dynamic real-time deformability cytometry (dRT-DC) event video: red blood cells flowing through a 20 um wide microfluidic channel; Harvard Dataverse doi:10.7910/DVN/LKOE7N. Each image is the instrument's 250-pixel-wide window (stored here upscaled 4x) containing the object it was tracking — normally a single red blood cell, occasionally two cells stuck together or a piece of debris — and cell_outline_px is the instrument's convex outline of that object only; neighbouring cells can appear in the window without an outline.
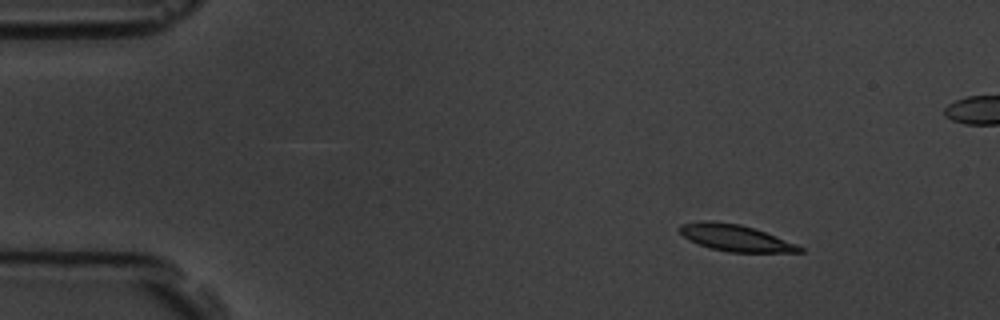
{"species": "common noctule bat (a hibernating species)", "species_latin": "Nyctalus noctula", "temperature_condition": "room temperature", "stored_images_in_passage": 7, "camera_frame_rate_fps": 3000, "um_per_image_px": 0.085, "animal": {"sex": "male", "body_mass_g": 19.5, "forearm_length_mm": 54.6}, "frame": {"image": 1, "passage_image": 7, "time_ms": 2.0, "image_size_px": [1000, 320], "cell_outline_px": [[804, 252], [728, 252], [712, 248], [688, 240], [676, 228], [680, 224], [700, 220], [712, 220], [740, 224], [764, 232], [796, 244], [804, 248]], "centroid_in_image_um": [62.45, 20.2], "position_along_channel_um": 22.6, "area_um2": 18.5}}